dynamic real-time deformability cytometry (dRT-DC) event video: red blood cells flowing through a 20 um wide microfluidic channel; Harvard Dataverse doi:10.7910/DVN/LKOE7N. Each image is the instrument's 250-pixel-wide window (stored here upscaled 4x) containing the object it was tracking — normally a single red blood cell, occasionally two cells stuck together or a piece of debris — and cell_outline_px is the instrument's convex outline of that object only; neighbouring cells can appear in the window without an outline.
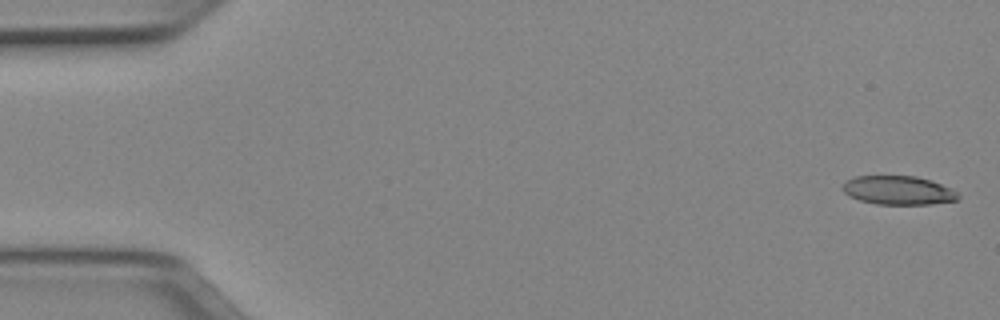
{"species": "Egyptian fruit bat (a non-hibernating species)", "species_latin": "Rousettus aegyptiacus", "temperature_condition": "cold", "stored_images_in_passage": 50, "camera_frame_rate_fps": 3000, "um_per_image_px": 0.085, "animal": {"sex": "female"}, "frame": {"image": 1, "passage_image": 1, "time_ms": 0.0, "image_size_px": [1000, 320], "cell_outline_px": [[960, 196], [956, 200], [932, 204], [876, 204], [860, 200], [848, 196], [840, 188], [844, 180], [852, 176], [916, 176], [932, 180], [952, 188]], "centroid_in_image_um": [76.31, 16.16], "position_along_channel_um": 8.7, "area_um2": 19.65}}
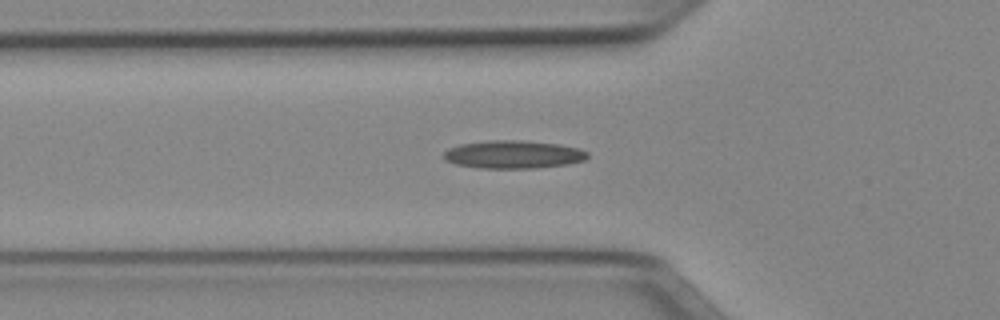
{"frame": {"image": 2, "passage_image": 17, "time_ms": 5.333, "image_size_px": [1000, 320], "cell_outline_px": [[588, 156], [584, 160], [568, 164], [536, 168], [480, 168], [456, 164], [444, 160], [440, 156], [448, 148], [460, 144], [492, 140], [520, 140], [560, 144], [580, 148], [588, 152]], "centroid_in_image_um": [43.61, 13.13], "position_along_channel_um": 82.2, "area_um2": 23.64}}
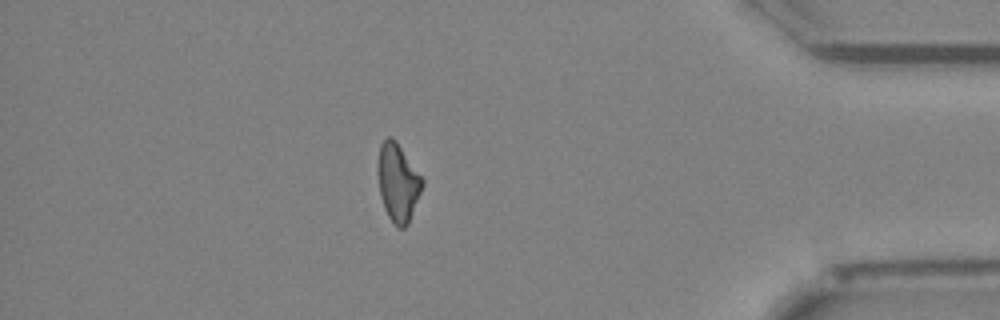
{"frame": {"image": 3, "passage_image": 44, "time_ms": 14.333, "image_size_px": [1000, 320], "cell_outline_px": [[424, 184], [408, 224], [404, 228], [396, 228], [388, 216], [384, 208], [380, 196], [376, 172], [376, 164], [380, 144], [388, 136], [392, 136], [396, 140], [424, 180]], "centroid_in_image_um": [33.79, 15.5], "position_along_channel_um": 401.4, "area_um2": 20.58}}